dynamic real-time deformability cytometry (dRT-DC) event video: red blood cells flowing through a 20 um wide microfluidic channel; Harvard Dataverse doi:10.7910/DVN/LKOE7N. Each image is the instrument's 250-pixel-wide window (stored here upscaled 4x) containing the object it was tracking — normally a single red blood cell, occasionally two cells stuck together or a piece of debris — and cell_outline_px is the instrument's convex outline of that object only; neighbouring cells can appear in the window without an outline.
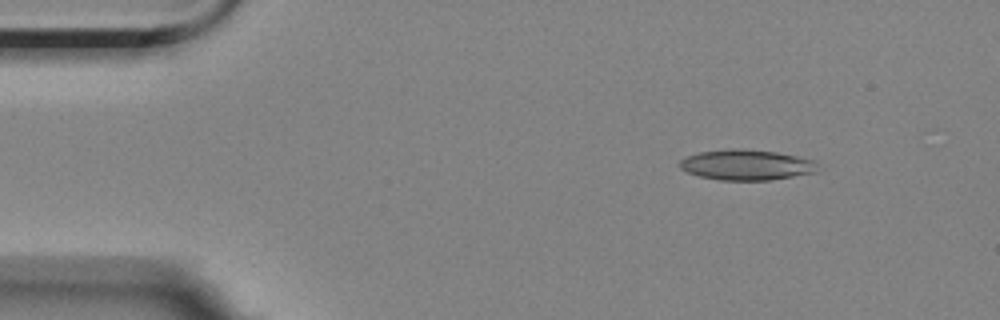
{"species": "Egyptian fruit bat (a non-hibernating species)", "species_latin": "Rousettus aegyptiacus", "temperature_condition": "room temperature", "stored_images_in_passage": 5, "segment_of_instrument_passage": [1, 2], "camera_frame_rate_fps": 3000, "um_per_image_px": 0.085, "animal": {"sex": "female"}, "frame": {"image": 1, "passage_image": 2, "time_ms": 1.333, "image_size_px": [1000, 320], "cell_outline_px": [[816, 172], [768, 180], [720, 180], [700, 176], [688, 172], [680, 168], [676, 164], [680, 160], [688, 156], [700, 152], [732, 148], [736, 148], [776, 152], [816, 160]], "centroid_in_image_um": [63.42, 14.01], "position_along_channel_um": 21.6, "area_um2": 24.33}}